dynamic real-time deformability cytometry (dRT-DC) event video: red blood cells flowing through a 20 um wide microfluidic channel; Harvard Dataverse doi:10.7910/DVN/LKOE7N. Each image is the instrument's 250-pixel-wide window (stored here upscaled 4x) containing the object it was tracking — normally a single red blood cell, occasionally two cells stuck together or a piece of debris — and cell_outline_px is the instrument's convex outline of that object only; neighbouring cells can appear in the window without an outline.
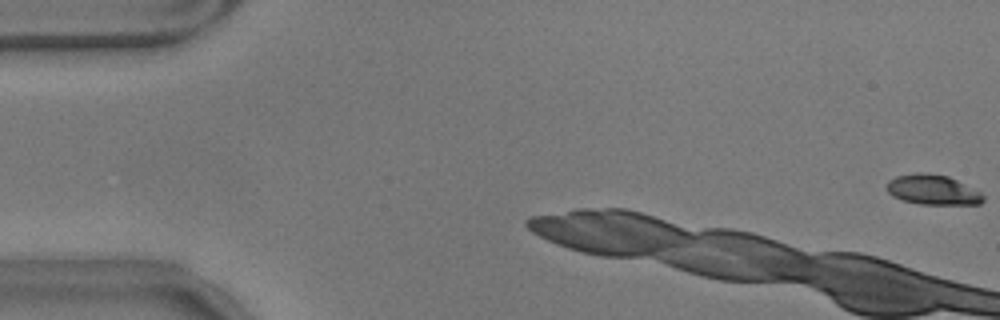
{"species": "common noctule bat (a hibernating species)", "species_latin": "Nyctalus noctula", "temperature_condition": "warm", "stored_images_in_passage": 10, "camera_frame_rate_fps": 3000, "um_per_image_px": 0.085, "animal": {"sex": "male", "body_mass_g": 17.9}, "frame": {"image": 1, "passage_image": 1, "time_ms": 0.0, "image_size_px": [1000, 320], "cell_outline_px": [[984, 200], [980, 204], [920, 204], [904, 200], [892, 196], [888, 192], [888, 180], [896, 176], [916, 172], [924, 172], [948, 176], [980, 192], [984, 196]], "centroid_in_image_um": [79.27, 16.12], "position_along_channel_um": 5.7, "area_um2": 16.7}}